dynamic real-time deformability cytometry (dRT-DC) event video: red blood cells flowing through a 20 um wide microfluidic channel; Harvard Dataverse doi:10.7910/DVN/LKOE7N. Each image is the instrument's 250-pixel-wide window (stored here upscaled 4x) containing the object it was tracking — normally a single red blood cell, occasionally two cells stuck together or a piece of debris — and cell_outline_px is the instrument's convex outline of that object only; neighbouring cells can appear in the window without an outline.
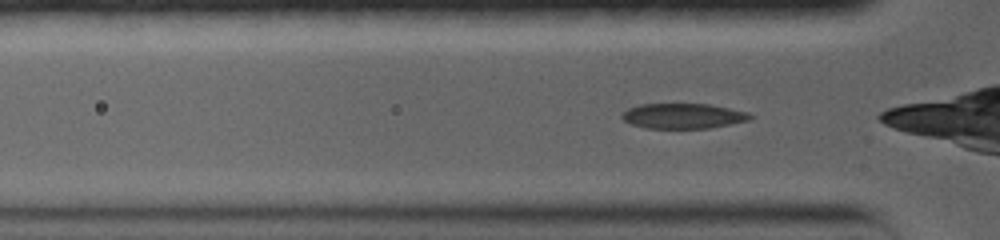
{"species": "common noctule bat (a hibernating species)", "species_latin": "Nyctalus noctula", "temperature_condition": "warm", "stored_images_in_passage": 27, "camera_frame_rate_fps": 5000, "um_per_image_px": 0.085, "animal": {"sex": "female", "body_mass_g": 19.0, "forearm_length_mm": 56.7}, "frame": {"image": 1, "passage_image": 2, "time_ms": 0.2, "image_size_px": [1000, 240], "cell_outline_px": [[752, 116], [748, 120], [708, 128], [644, 128], [632, 124], [624, 120], [620, 116], [628, 108], [640, 104], [708, 104], [748, 112]], "centroid_in_image_um": [58.02, 9.85], "position_along_channel_um": 67.8, "area_um2": 18.55}}
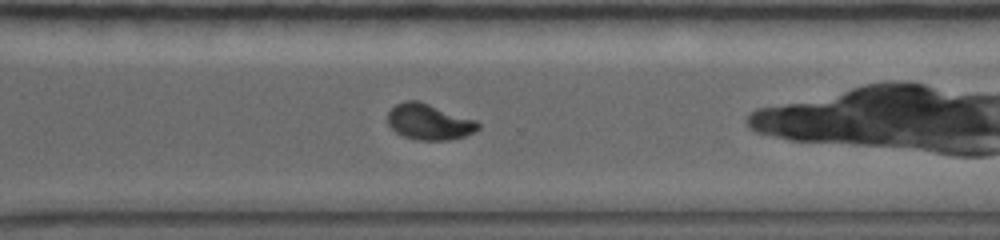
{"frame": {"image": 2, "passage_image": 16, "time_ms": 7.4, "image_size_px": [1000, 240], "cell_outline_px": [[480, 128], [476, 132], [452, 140], [416, 140], [404, 136], [396, 132], [388, 124], [388, 112], [396, 104], [404, 100], [420, 100], [476, 120], [480, 124]], "centroid_in_image_um": [36.49, 10.35], "position_along_channel_um": 334.1, "area_um2": 19.13}}
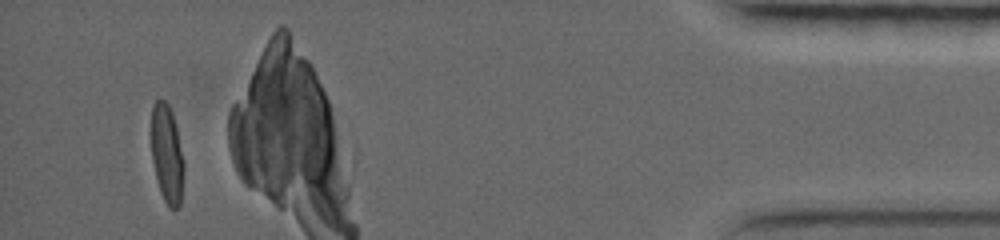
{"frame": {"image": 3, "passage_image": 26, "time_ms": 12.2, "image_size_px": [1000, 240], "cell_outline_px": [[184, 172], [180, 204], [176, 208], [168, 208], [160, 192], [152, 160], [152, 104], [156, 100], [164, 100], [168, 104], [172, 112], [184, 160]], "centroid_in_image_um": [14.2, 13.11], "position_along_channel_um": 421.0, "area_um2": 18.55}}